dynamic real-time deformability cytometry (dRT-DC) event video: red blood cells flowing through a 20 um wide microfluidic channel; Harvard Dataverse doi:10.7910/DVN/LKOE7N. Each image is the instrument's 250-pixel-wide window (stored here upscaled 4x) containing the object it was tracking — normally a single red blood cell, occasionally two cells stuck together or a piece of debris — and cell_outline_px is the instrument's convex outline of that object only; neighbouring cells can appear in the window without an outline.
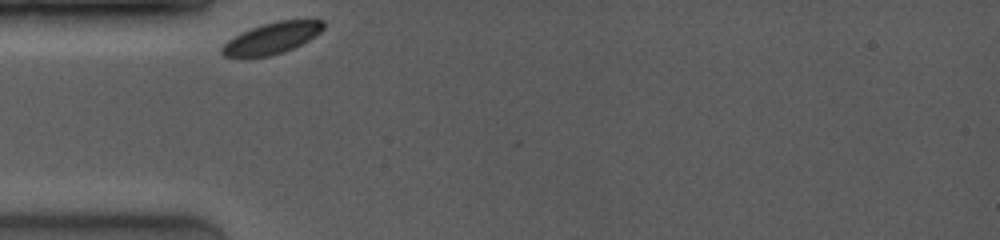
{"species": "common noctule bat (a hibernating species)", "species_latin": "Nyctalus noctula", "temperature_condition": "room temperature", "stored_images_in_passage": 27, "camera_frame_rate_fps": 4000, "um_per_image_px": 0.085, "animal": {"sex": "female", "body_mass_g": 19.0, "forearm_length_mm": 53.3}, "frame": {"image": 1, "passage_image": 1, "time_ms": 0.0, "image_size_px": [1000, 240], "cell_outline_px": [[324, 28], [320, 32], [308, 40], [284, 52], [268, 56], [224, 56], [220, 52], [220, 48], [228, 40], [240, 32], [264, 24], [280, 20], [324, 20]], "centroid_in_image_um": [23.1, 3.23], "position_along_channel_um": 61.9, "area_um2": 18.15}}
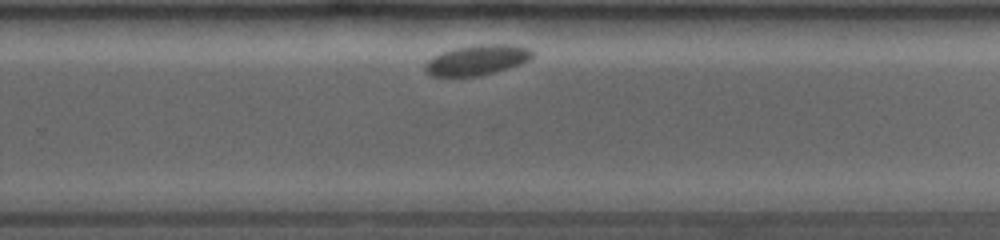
{"frame": {"image": 2, "passage_image": 20, "time_ms": 6.5, "image_size_px": [1000, 240], "cell_outline_px": [[536, 52], [528, 60], [520, 64], [480, 76], [432, 76], [424, 68], [424, 64], [432, 56], [456, 48], [472, 44], [512, 44], [532, 48]], "centroid_in_image_um": [40.59, 5.08], "position_along_channel_um": 289.2, "area_um2": 18.96}}
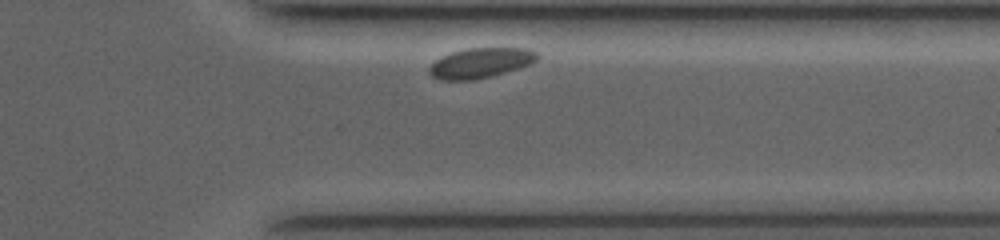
{"frame": {"image": 3, "passage_image": 27, "time_ms": 8.75, "image_size_px": [1000, 240], "cell_outline_px": [[540, 56], [532, 64], [492, 76], [472, 80], [440, 80], [432, 76], [428, 72], [428, 68], [436, 60], [452, 52], [468, 48], [528, 48], [536, 52]], "centroid_in_image_um": [40.87, 5.35], "position_along_channel_um": 370.5, "area_um2": 18.9}}